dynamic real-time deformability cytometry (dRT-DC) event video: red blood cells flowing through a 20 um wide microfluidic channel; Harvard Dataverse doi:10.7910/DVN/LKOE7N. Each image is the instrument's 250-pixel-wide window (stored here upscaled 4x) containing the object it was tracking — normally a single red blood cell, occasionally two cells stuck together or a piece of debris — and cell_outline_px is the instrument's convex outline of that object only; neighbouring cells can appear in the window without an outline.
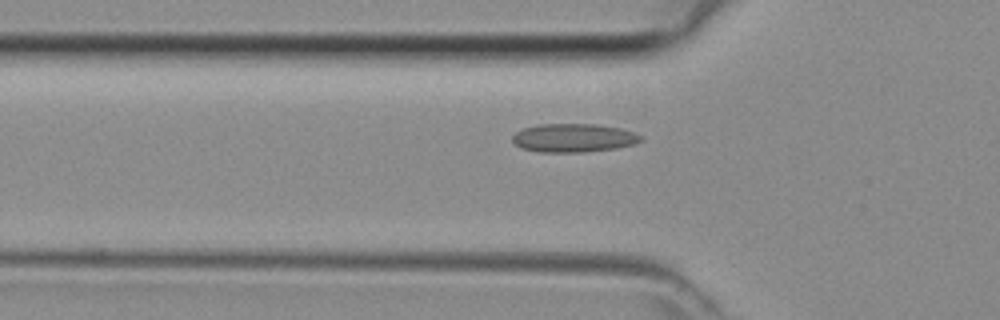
{"species": "common noctule bat (a hibernating species)", "species_latin": "Nyctalus noctula", "temperature_condition": "room temperature", "stored_images_in_passage": 32, "camera_frame_rate_fps": 3000, "um_per_image_px": 0.085, "animal": {"sex": "female", "body_mass_g": 29.2, "forearm_length_mm": 56.3}, "frame": {"image": 1, "passage_image": 5, "time_ms": 1.333, "image_size_px": [1000, 320], "cell_outline_px": [[644, 140], [636, 144], [616, 148], [584, 152], [540, 152], [520, 148], [512, 140], [512, 136], [516, 132], [524, 128], [536, 124], [596, 124], [620, 128], [644, 136]], "centroid_in_image_um": [48.78, 11.72], "position_along_channel_um": 77.0, "area_um2": 21.5}}
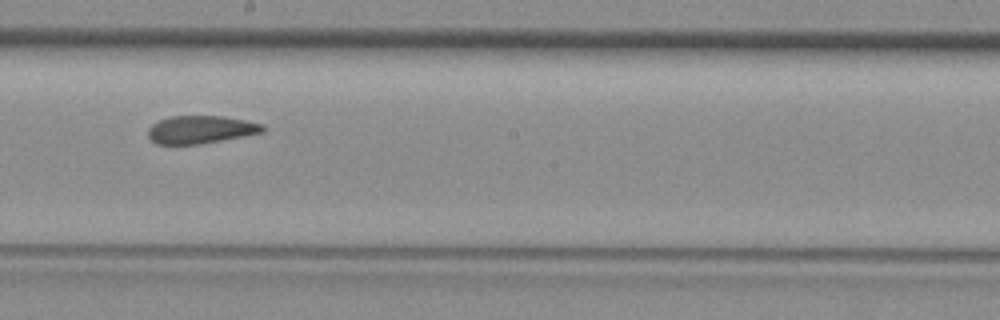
{"frame": {"image": 2, "passage_image": 15, "time_ms": 4.667, "image_size_px": [1000, 320], "cell_outline_px": [[264, 132], [244, 136], [200, 144], [156, 144], [148, 136], [148, 128], [152, 124], [160, 120], [172, 116], [224, 116], [244, 120], [260, 124], [264, 128]], "centroid_in_image_um": [17.03, 11.02], "position_along_channel_um": 231.2, "area_um2": 18.44}}
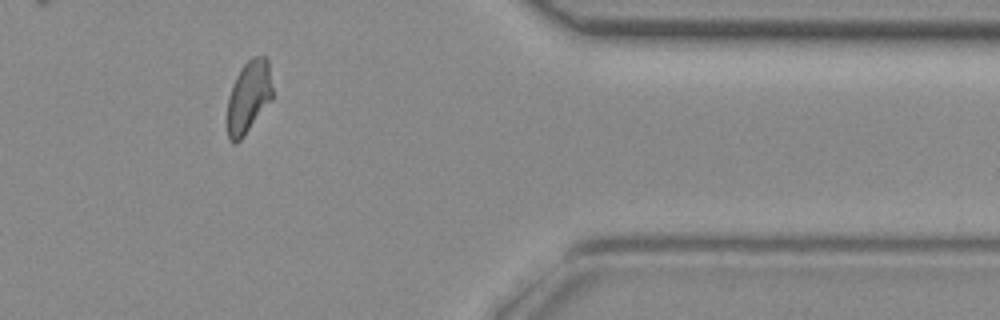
{"frame": {"image": 3, "passage_image": 27, "time_ms": 8.667, "image_size_px": [1000, 320], "cell_outline_px": [[272, 100], [240, 140], [236, 144], [232, 144], [228, 140], [228, 96], [232, 84], [236, 76], [244, 64], [252, 56], [264, 56], [268, 60], [272, 88]], "centroid_in_image_um": [21.13, 8.23], "position_along_channel_um": 390.3, "area_um2": 19.02}}